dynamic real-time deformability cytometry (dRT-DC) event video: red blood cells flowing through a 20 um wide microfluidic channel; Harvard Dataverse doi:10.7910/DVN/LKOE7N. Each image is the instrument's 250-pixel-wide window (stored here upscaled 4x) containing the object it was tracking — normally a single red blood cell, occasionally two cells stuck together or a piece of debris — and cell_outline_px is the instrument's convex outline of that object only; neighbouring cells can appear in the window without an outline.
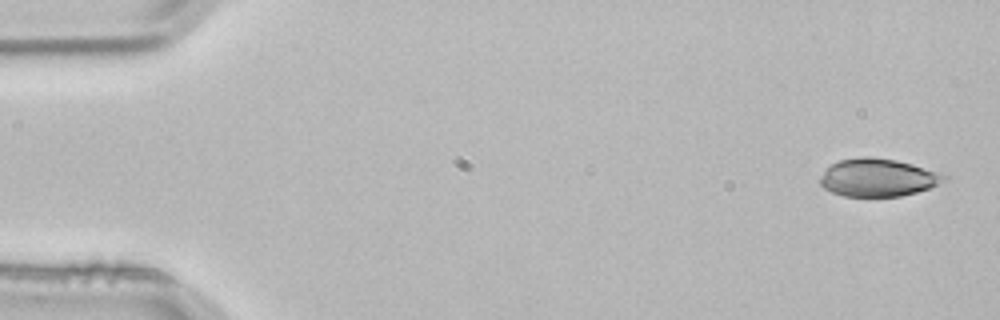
{"species": "common noctule bat (a hibernating species)", "species_latin": "Nyctalus noctula", "temperature_condition": "room temperature", "stored_images_in_passage": 4, "camera_frame_rate_fps": 3000, "um_per_image_px": 0.085, "animal": {"sex": "male", "body_mass_g": 21.5, "forearm_length_mm": 52.0}, "frame": {"image": 1, "passage_image": 1, "time_ms": 0.0, "image_size_px": [1000, 320], "cell_outline_px": [[948, 176], [944, 180], [928, 188], [916, 192], [900, 196], [844, 196], [832, 192], [824, 188], [820, 184], [820, 176], [832, 164], [840, 160], [864, 156], [868, 156], [896, 160], [944, 172]], "centroid_in_image_um": [74.64, 15.08], "position_along_channel_um": 10.4, "area_um2": 27.22}}
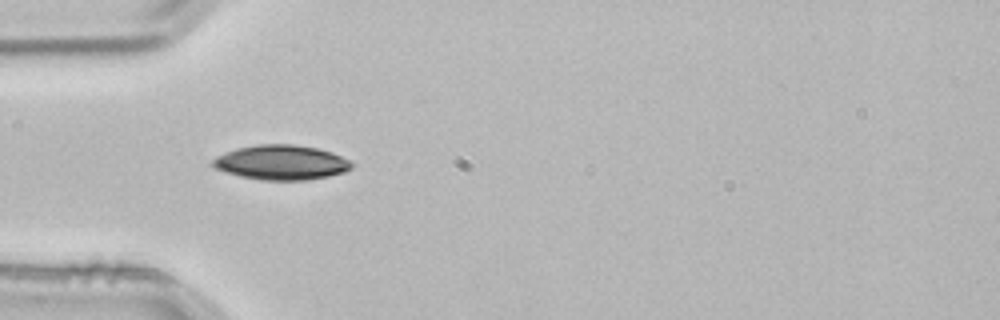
{"frame": {"image": 2, "passage_image": 4, "time_ms": 1.0, "image_size_px": [1000, 320], "cell_outline_px": [[356, 164], [352, 168], [344, 172], [328, 176], [308, 180], [260, 180], [240, 176], [224, 172], [212, 168], [208, 164], [216, 156], [224, 152], [236, 148], [256, 144], [292, 144], [316, 148], [332, 152]], "centroid_in_image_um": [23.85, 13.81], "position_along_channel_um": 61.1, "area_um2": 28.5}}